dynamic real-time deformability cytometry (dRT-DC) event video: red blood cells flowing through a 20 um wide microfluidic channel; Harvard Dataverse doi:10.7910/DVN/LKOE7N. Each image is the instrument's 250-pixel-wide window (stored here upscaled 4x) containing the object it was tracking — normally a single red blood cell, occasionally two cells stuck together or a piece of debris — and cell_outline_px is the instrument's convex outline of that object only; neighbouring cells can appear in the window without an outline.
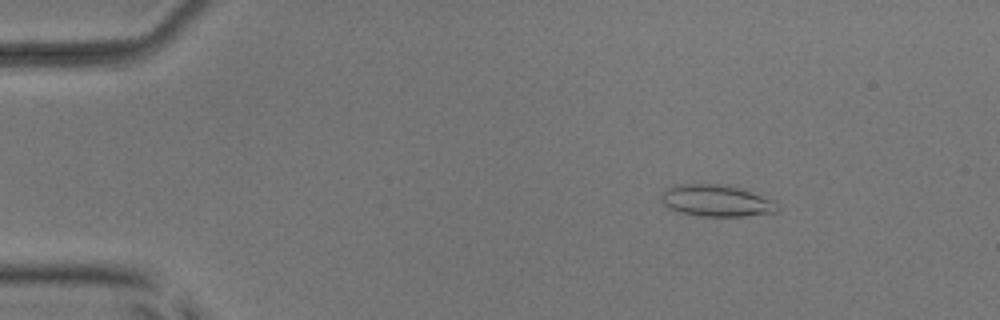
{"species": "common noctule bat (a hibernating species)", "species_latin": "Nyctalus noctula", "temperature_condition": "room temperature", "stored_images_in_passage": 54, "camera_frame_rate_fps": 3000, "um_per_image_px": 0.085, "animal": {"sex": "male", "body_mass_g": 17.9, "forearm_length_mm": 54.2}, "frame": {"image": 1, "passage_image": 8, "time_ms": 2.333, "image_size_px": [1000, 320], "cell_outline_px": [[780, 208], [776, 212], [744, 216], [700, 216], [680, 212], [668, 208], [660, 200], [660, 196], [668, 188], [680, 184], [716, 184], [736, 188], [772, 200]], "centroid_in_image_um": [60.84, 17.08], "position_along_channel_um": 24.2, "area_um2": 20.92}}
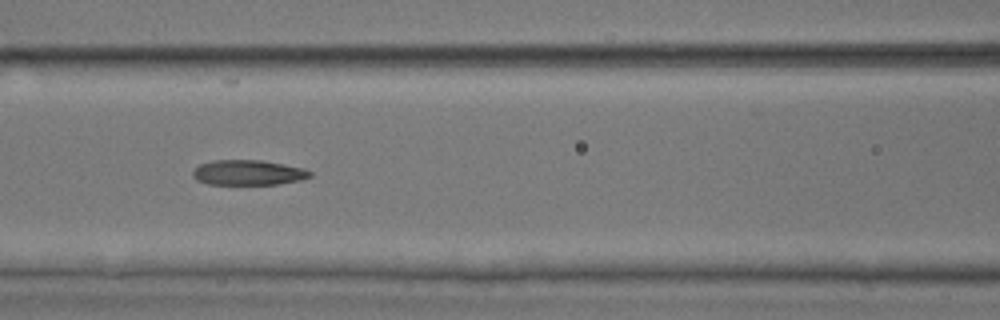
{"frame": {"image": 2, "passage_image": 24, "time_ms": 7.667, "image_size_px": [1000, 320], "cell_outline_px": [[312, 176], [300, 180], [276, 184], [208, 184], [196, 180], [192, 176], [192, 172], [200, 164], [212, 160], [260, 160], [284, 164], [304, 168], [312, 172]], "centroid_in_image_um": [21.09, 14.67], "position_along_channel_um": 145.5, "area_um2": 17.17}}
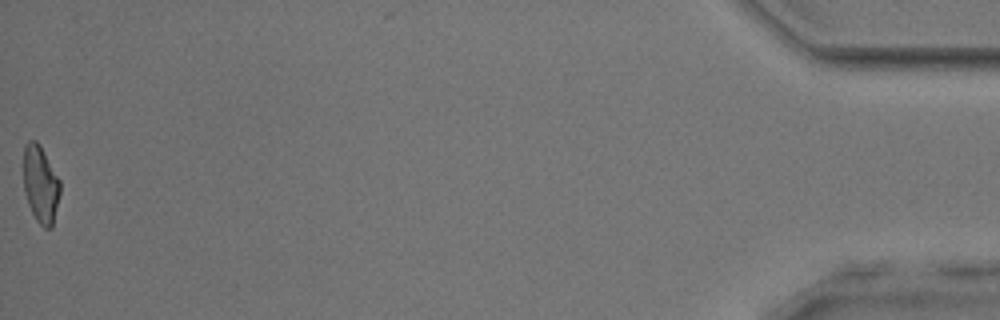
{"frame": {"image": 3, "passage_image": 54, "time_ms": 17.667, "image_size_px": [1000, 320], "cell_outline_px": [[60, 192], [52, 228], [44, 228], [36, 220], [28, 204], [24, 192], [24, 144], [28, 140], [36, 140], [40, 144], [60, 180]], "centroid_in_image_um": [3.45, 15.65], "position_along_channel_um": 431.8, "area_um2": 16.53}, "authors_computed_cell_mechanics": {"area_um2": 17.7735, "velocity_mm_per_s": 3.8508, "shape_relaxation_time_tau1_ms": null, "shape_relaxation_time_tau2_ms": 5.1744, "deformation_change_tau1": null, "deformation_change_tau2": 0.1405}}